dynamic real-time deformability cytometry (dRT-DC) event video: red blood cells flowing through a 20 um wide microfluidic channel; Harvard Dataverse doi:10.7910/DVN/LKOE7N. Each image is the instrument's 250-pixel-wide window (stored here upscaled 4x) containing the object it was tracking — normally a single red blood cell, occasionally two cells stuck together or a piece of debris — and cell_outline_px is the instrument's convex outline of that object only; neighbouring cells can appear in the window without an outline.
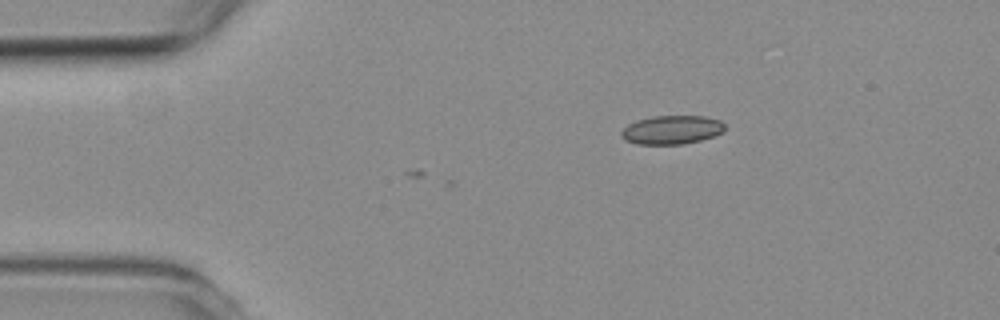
{"species": "common noctule bat (a hibernating species)", "species_latin": "Nyctalus noctula", "temperature_condition": "room temperature", "stored_images_in_passage": 6, "camera_frame_rate_fps": 3000, "um_per_image_px": 0.085, "animal": {"sex": "female", "body_mass_g": 19.3, "forearm_length_mm": 54.1}, "frame": {"image": 1, "passage_image": 6, "time_ms": 1.667, "image_size_px": [1000, 320], "cell_outline_px": [[724, 132], [700, 140], [684, 144], [636, 144], [624, 140], [620, 136], [620, 132], [628, 124], [636, 120], [652, 116], [704, 116], [720, 120], [724, 124]], "centroid_in_image_um": [57.07, 11.03], "position_along_channel_um": 27.9, "area_um2": 17.4}}